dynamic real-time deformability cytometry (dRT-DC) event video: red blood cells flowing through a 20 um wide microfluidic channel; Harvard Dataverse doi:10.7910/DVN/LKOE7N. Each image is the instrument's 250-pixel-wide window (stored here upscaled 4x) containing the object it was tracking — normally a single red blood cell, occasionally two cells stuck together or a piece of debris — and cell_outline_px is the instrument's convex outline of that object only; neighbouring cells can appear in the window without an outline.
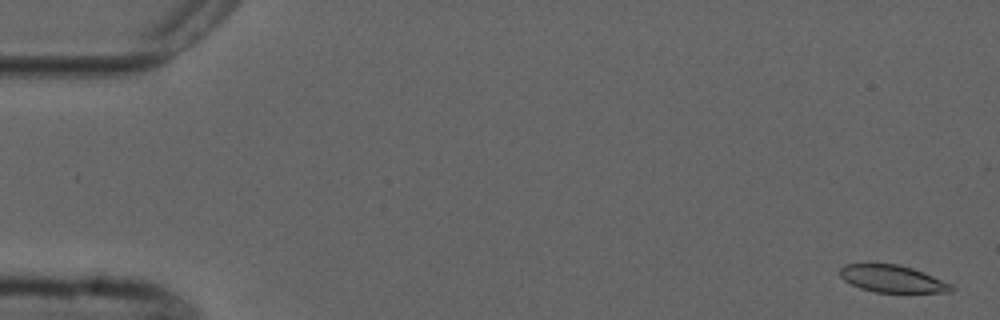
{"species": "common noctule bat (a hibernating species)", "species_latin": "Nyctalus noctula", "temperature_condition": "cold", "stored_images_in_passage": 5, "camera_frame_rate_fps": 3000, "um_per_image_px": 0.085, "animal": {"sex": "male", "forearm_length_mm": 52.5}, "frame": {"image": 1, "passage_image": 1, "time_ms": 0.0, "image_size_px": [1000, 320], "cell_outline_px": [[956, 288], [952, 292], [876, 292], [860, 288], [844, 280], [840, 276], [840, 268], [844, 264], [900, 264], [924, 272], [952, 284]], "centroid_in_image_um": [75.88, 23.7], "position_along_channel_um": 9.1, "area_um2": 17.63}}
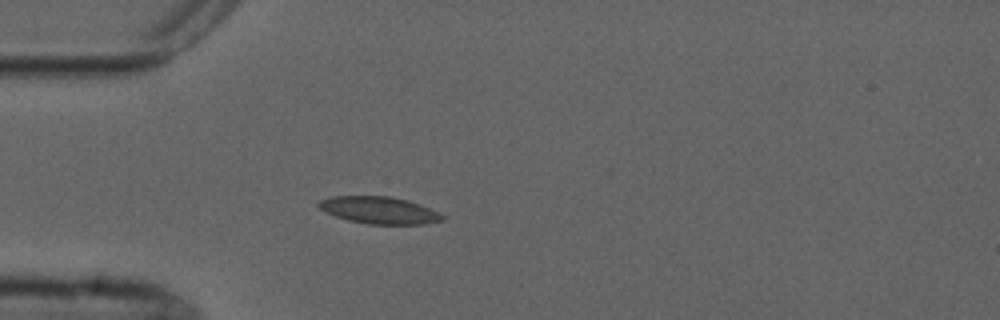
{"frame": {"image": 2, "passage_image": 5, "time_ms": 4.667, "image_size_px": [1000, 320], "cell_outline_px": [[444, 220], [424, 224], [368, 224], [348, 220], [336, 216], [320, 208], [316, 204], [320, 200], [332, 196], [388, 196], [408, 200], [420, 204], [440, 212], [444, 216]], "centroid_in_image_um": [32.26, 17.86], "position_along_channel_um": 52.7, "area_um2": 19.48}}